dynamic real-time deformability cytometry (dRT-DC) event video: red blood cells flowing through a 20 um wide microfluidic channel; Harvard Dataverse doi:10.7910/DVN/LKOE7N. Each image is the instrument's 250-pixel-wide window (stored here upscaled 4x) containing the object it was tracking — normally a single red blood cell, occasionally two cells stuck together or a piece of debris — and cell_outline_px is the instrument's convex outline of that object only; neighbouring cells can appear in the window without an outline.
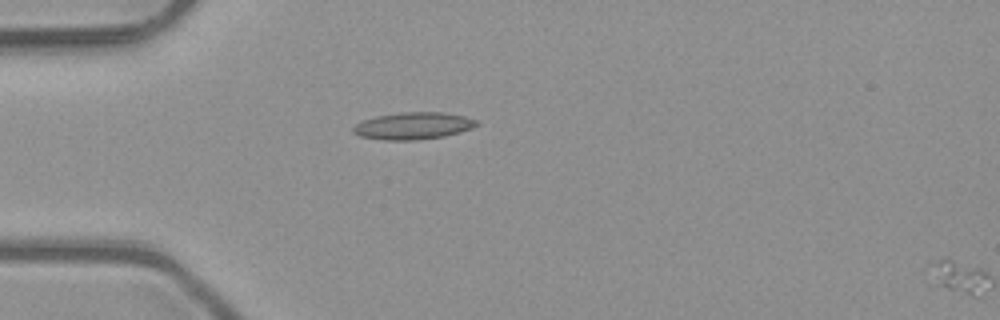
{"species": "common noctule bat (a hibernating species)", "species_latin": "Nyctalus noctula", "temperature_condition": "room temperature", "stored_images_in_passage": 2, "camera_frame_rate_fps": 3000, "um_per_image_px": 0.085, "animal": {"sex": "male", "body_mass_g": 23.1, "forearm_length_mm": 52.7}, "frame": {"image": 1, "passage_image": 1, "time_ms": 0.0, "image_size_px": [1000, 320], "cell_outline_px": [[480, 124], [472, 128], [460, 132], [444, 136], [416, 140], [384, 140], [360, 136], [352, 132], [352, 128], [360, 120], [376, 116], [400, 112], [444, 112], [464, 116], [476, 120]], "centroid_in_image_um": [35.1, 10.69], "position_along_channel_um": 49.9, "area_um2": 19.59}}